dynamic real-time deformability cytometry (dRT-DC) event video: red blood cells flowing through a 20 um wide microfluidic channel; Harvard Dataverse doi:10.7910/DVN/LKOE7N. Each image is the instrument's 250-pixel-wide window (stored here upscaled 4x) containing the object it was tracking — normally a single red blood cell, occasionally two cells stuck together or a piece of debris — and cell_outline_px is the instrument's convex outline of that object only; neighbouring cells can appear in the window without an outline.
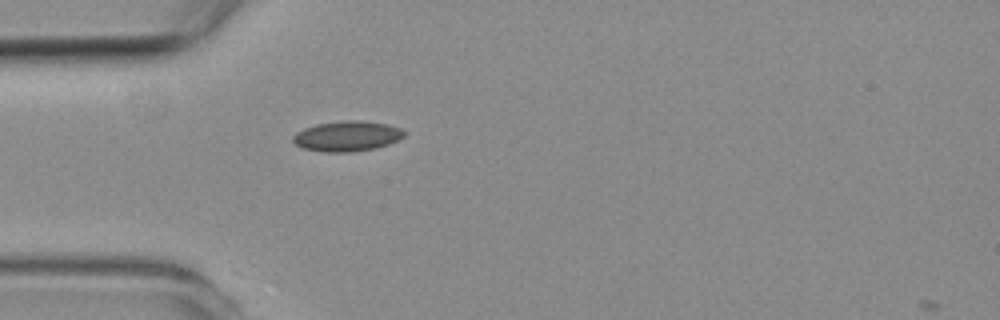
{"species": "common noctule bat (a hibernating species)", "species_latin": "Nyctalus noctula", "temperature_condition": "room temperature", "stored_images_in_passage": 1, "camera_frame_rate_fps": 3000, "um_per_image_px": 0.085, "animal": {"sex": "female", "body_mass_g": 19.3, "forearm_length_mm": 54.1}, "frame": {"image": 1, "passage_image": 1, "time_ms": 0.0, "image_size_px": [1000, 320], "cell_outline_px": [[404, 136], [388, 144], [376, 148], [352, 152], [324, 152], [304, 148], [296, 144], [292, 140], [292, 136], [296, 132], [304, 128], [316, 124], [344, 120], [360, 120], [388, 124], [400, 128], [404, 132]], "centroid_in_image_um": [29.48, 11.57], "position_along_channel_um": 55.5, "area_um2": 19.59}}